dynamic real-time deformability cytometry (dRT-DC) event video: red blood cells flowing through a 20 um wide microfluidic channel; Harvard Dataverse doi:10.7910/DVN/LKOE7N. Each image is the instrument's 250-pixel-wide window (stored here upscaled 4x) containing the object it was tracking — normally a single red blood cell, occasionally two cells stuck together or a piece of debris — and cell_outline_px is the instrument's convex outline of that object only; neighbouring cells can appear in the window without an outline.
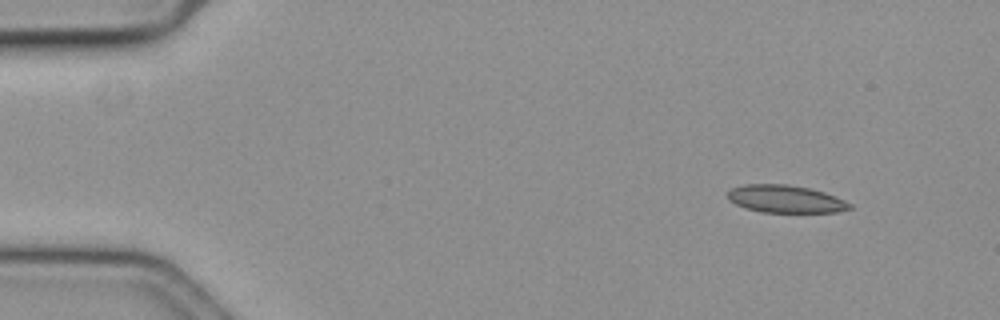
{"species": "common noctule bat (a hibernating species)", "species_latin": "Nyctalus noctula", "temperature_condition": "cold", "stored_images_in_passage": 56, "camera_frame_rate_fps": 3000, "um_per_image_px": 0.085, "animal": {"sex": "female", "body_mass_g": 19.3, "forearm_length_mm": 54.1}, "frame": {"image": 1, "passage_image": 5, "time_ms": 1.333, "image_size_px": [1000, 320], "cell_outline_px": [[852, 208], [836, 212], [760, 212], [744, 208], [728, 200], [728, 192], [732, 188], [744, 184], [784, 184], [808, 188], [824, 192], [836, 196], [852, 204]], "centroid_in_image_um": [66.76, 16.92], "position_along_channel_um": 18.2, "area_um2": 19.59}}
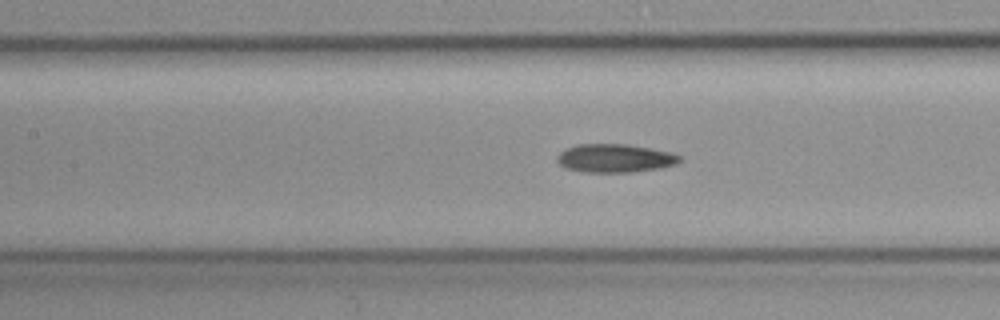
{"frame": {"image": 2, "passage_image": 25, "time_ms": 8.0, "image_size_px": [1000, 320], "cell_outline_px": [[680, 160], [676, 164], [660, 168], [632, 172], [584, 172], [564, 168], [556, 160], [556, 156], [560, 152], [576, 144], [628, 144], [652, 148], [672, 152], [680, 156]], "centroid_in_image_um": [52.26, 13.44], "position_along_channel_um": 155.1, "area_um2": 20.4}}
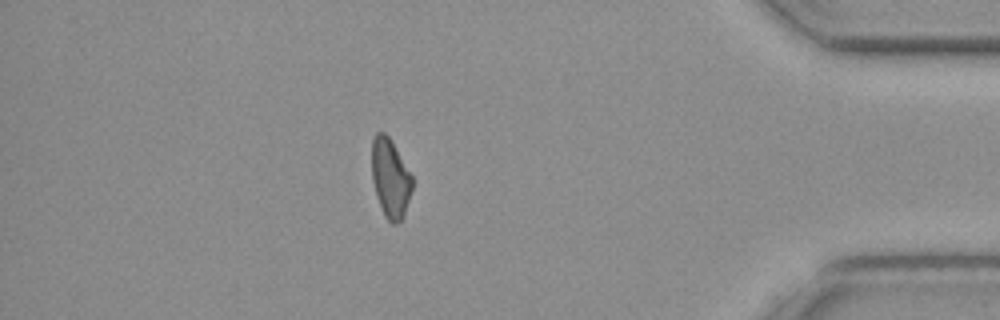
{"frame": {"image": 3, "passage_image": 49, "time_ms": 16.0, "image_size_px": [1000, 320], "cell_outline_px": [[412, 188], [404, 212], [400, 220], [396, 224], [392, 224], [384, 216], [376, 196], [372, 180], [372, 140], [376, 132], [384, 132], [388, 136], [412, 176]], "centroid_in_image_um": [33.15, 15.14], "position_along_channel_um": 402.1, "area_um2": 18.26}, "authors_computed_cell_mechanics": {"area_um2": 19.941, "velocity_mm_per_s": 3.6308, "shape_relaxation_time_tau1_ms": null, "shape_relaxation_time_tau2_ms": 6.9121, "deformation_change_tau1": null, "deformation_change_tau2": 0.1528}}